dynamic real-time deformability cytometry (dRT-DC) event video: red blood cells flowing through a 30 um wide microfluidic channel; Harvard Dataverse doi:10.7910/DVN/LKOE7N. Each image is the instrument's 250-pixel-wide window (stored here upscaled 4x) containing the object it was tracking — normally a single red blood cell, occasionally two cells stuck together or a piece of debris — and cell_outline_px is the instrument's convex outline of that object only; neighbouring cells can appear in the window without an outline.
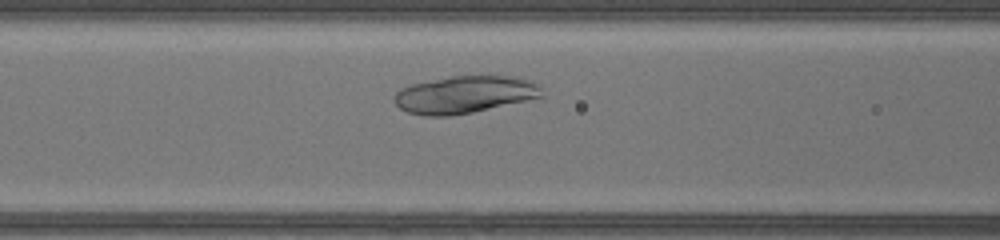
{"species": "common noctule bat (a hibernating species)", "species_latin": "Nyctalus noctula", "temperature_condition": "warm", "stored_images_in_passage": 29, "camera_frame_rate_fps": 3000, "um_per_image_px": 0.085, "animal": {"sex": "female", "body_mass_g": 17.0, "forearm_length_mm": 48.0}, "frame": {"image": 1, "passage_image": 8, "time_ms": 2.333, "image_size_px": [1000, 240], "cell_outline_px": [[544, 96], [472, 112], [452, 116], [424, 116], [408, 112], [400, 108], [392, 100], [392, 96], [400, 88], [412, 84], [452, 76], [520, 76], [532, 80], [540, 88]], "centroid_in_image_um": [39.46, 8.04], "position_along_channel_um": 127.1, "area_um2": 32.08}}
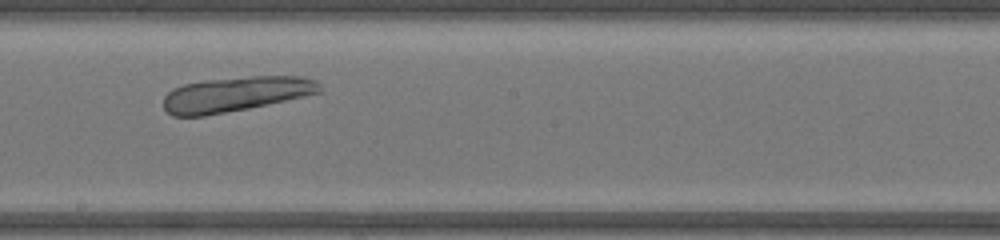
{"frame": {"image": 2, "passage_image": 15, "time_ms": 4.667, "image_size_px": [1000, 240], "cell_outline_px": [[320, 92], [304, 96], [268, 104], [248, 108], [204, 116], [172, 116], [164, 108], [164, 96], [172, 88], [184, 84], [204, 80], [248, 76], [304, 76], [316, 80], [320, 84]], "centroid_in_image_um": [20.02, 7.99], "position_along_channel_um": 228.2, "area_um2": 31.79}}
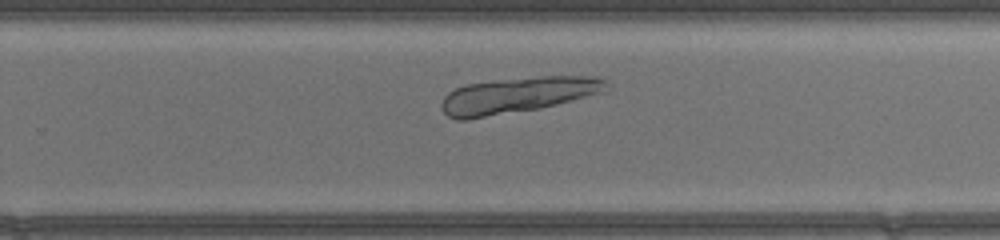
{"frame": {"image": 3, "passage_image": 19, "time_ms": 6.0, "image_size_px": [1000, 240], "cell_outline_px": [[608, 92], [540, 108], [468, 120], [456, 120], [448, 116], [444, 112], [440, 104], [444, 96], [448, 92], [456, 88], [468, 84], [496, 80], [540, 76], [592, 76], [608, 80]], "centroid_in_image_um": [44.03, 8.09], "position_along_channel_um": 285.8, "area_um2": 34.85}}